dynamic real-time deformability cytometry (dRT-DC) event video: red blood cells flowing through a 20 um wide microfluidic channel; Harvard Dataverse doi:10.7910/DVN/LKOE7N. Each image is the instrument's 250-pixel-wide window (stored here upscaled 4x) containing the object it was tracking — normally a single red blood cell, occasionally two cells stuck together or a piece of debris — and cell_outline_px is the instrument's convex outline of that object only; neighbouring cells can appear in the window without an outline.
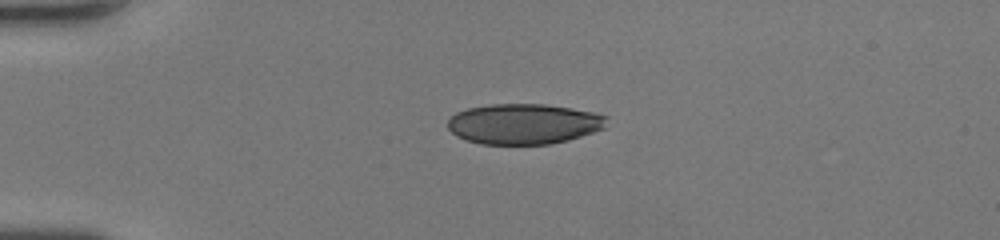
{"species": "human", "species_latin": "Homo sapiens", "temperature_condition": "room temperature", "stored_images_in_passage": 37, "camera_frame_rate_fps": 3000, "um_per_image_px": 0.085, "donor": {"sex": "female"}, "frame": {"image": 1, "passage_image": 1, "time_ms": 0.0, "image_size_px": [1000, 240], "cell_outline_px": [[608, 116], [604, 128], [568, 140], [548, 144], [480, 144], [464, 140], [456, 136], [448, 128], [448, 120], [456, 112], [468, 108], [492, 104], [544, 104], [572, 108], [596, 112]], "centroid_in_image_um": [44.51, 10.53], "position_along_channel_um": 40.5, "area_um2": 37.57}}
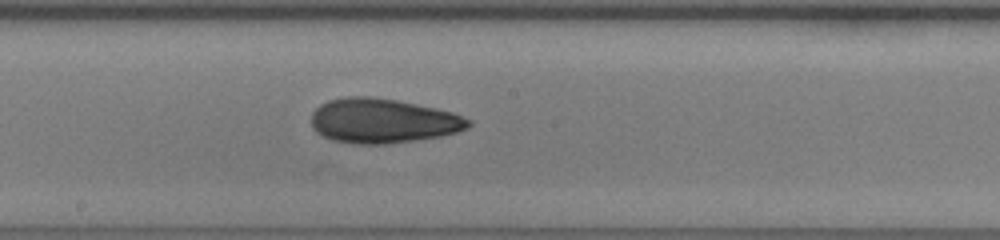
{"frame": {"image": 2, "passage_image": 16, "time_ms": 5.0, "image_size_px": [1000, 240], "cell_outline_px": [[472, 124], [468, 128], [456, 132], [440, 136], [388, 144], [352, 144], [332, 140], [316, 132], [312, 128], [312, 112], [320, 104], [328, 100], [348, 96], [368, 96], [396, 100], [436, 108], [452, 112], [472, 120]], "centroid_in_image_um": [32.52, 10.27], "position_along_channel_um": 215.7, "area_um2": 40.92}}
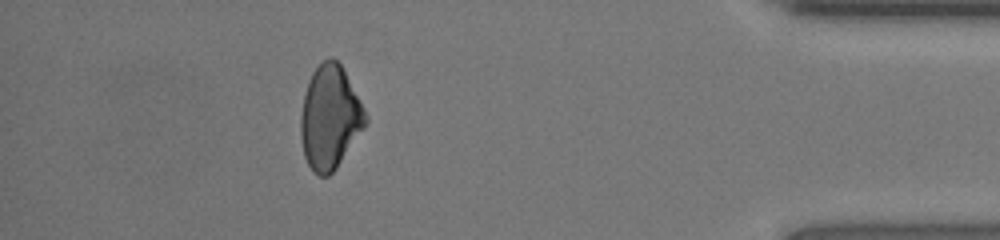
{"frame": {"image": 3, "passage_image": 32, "time_ms": 10.333, "image_size_px": [1000, 240], "cell_outline_px": [[368, 120], [364, 128], [336, 168], [328, 176], [320, 176], [312, 172], [304, 156], [300, 136], [300, 116], [304, 92], [308, 80], [312, 72], [328, 56], [332, 56], [340, 64], [368, 116]], "centroid_in_image_um": [28.01, 9.99], "position_along_channel_um": 407.2, "area_um2": 39.02}, "authors_computed_cell_mechanics": {"area_um2": 39.4774, "velocity_mm_per_s": 4.401, "shape_relaxation_time_tau1_ms": 7.7247, "shape_relaxation_time_tau2_ms": 1.8511, "deformation_change_tau1": 0.2252, "deformation_change_tau2": 0.0786}}